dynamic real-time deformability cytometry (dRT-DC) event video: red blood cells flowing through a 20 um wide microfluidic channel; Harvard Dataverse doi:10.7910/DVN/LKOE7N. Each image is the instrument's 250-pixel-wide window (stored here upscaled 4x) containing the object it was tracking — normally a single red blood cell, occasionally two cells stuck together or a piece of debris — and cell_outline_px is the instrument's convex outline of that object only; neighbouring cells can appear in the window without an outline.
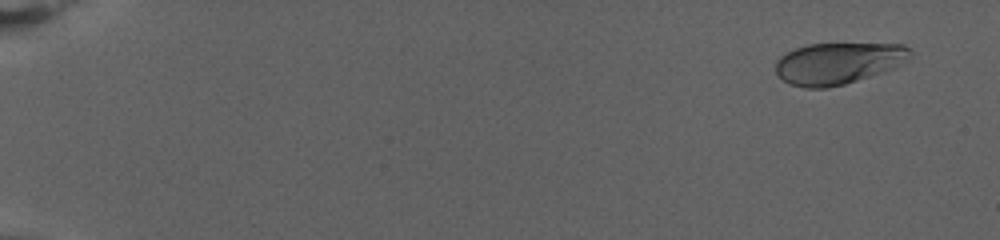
{"species": "human", "species_latin": "Homo sapiens", "temperature_condition": "warm", "stored_images_in_passage": 79, "camera_frame_rate_fps": 3000, "um_per_image_px": 0.085, "donor": {"sex": "female"}, "frame": {"image": 1, "passage_image": 5, "time_ms": 1.333, "image_size_px": [1000, 240], "cell_outline_px": [[912, 60], [892, 68], [844, 84], [828, 88], [804, 88], [792, 84], [784, 80], [776, 72], [776, 60], [780, 56], [796, 48], [808, 44], [904, 44], [912, 52]], "centroid_in_image_um": [71.27, 5.37], "position_along_channel_um": 13.7, "area_um2": 32.43}}
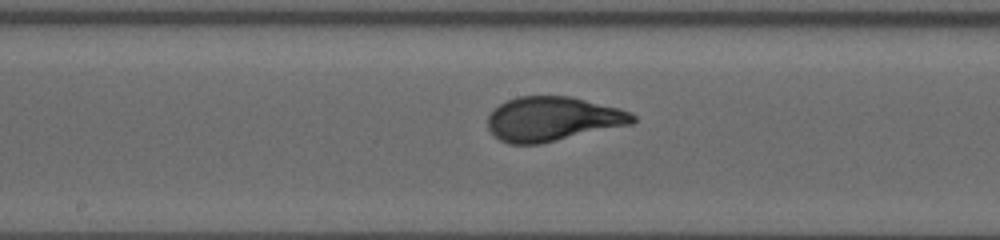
{"frame": {"image": 2, "passage_image": 45, "time_ms": 14.667, "image_size_px": [1000, 240], "cell_outline_px": [[636, 120], [632, 124], [540, 144], [508, 144], [492, 136], [488, 128], [488, 116], [500, 104], [516, 96], [568, 96], [620, 108], [632, 112], [636, 116]], "centroid_in_image_um": [46.98, 10.12], "position_along_channel_um": 201.2, "area_um2": 37.57}}
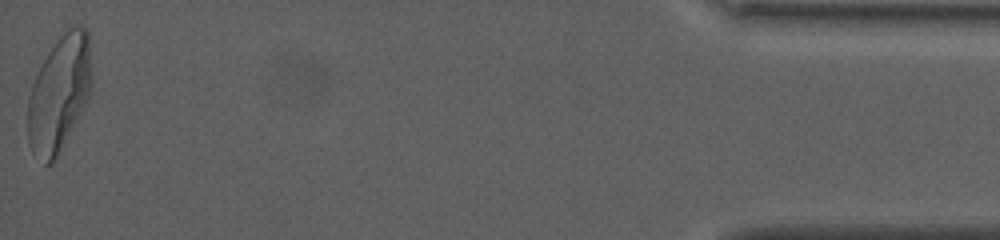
{"frame": {"image": 3, "passage_image": 79, "time_ms": 26.0, "image_size_px": [1000, 240], "cell_outline_px": [[92, 92], [88, 100], [56, 160], [52, 164], [44, 164], [32, 152], [28, 144], [28, 96], [32, 84], [48, 52], [60, 36], [68, 28], [88, 28], [92, 80]], "centroid_in_image_um": [5.05, 8.0], "position_along_channel_um": 430.2, "area_um2": 43.23}, "authors_computed_cell_mechanics": {"area_um2": 36.414, "velocity_mm_per_s": 2.7329, "shape_relaxation_time_tau1_ms": 5.0404, "shape_relaxation_time_tau2_ms": null, "deformation_change_tau1": 0.2136, "deformation_change_tau2": null}}